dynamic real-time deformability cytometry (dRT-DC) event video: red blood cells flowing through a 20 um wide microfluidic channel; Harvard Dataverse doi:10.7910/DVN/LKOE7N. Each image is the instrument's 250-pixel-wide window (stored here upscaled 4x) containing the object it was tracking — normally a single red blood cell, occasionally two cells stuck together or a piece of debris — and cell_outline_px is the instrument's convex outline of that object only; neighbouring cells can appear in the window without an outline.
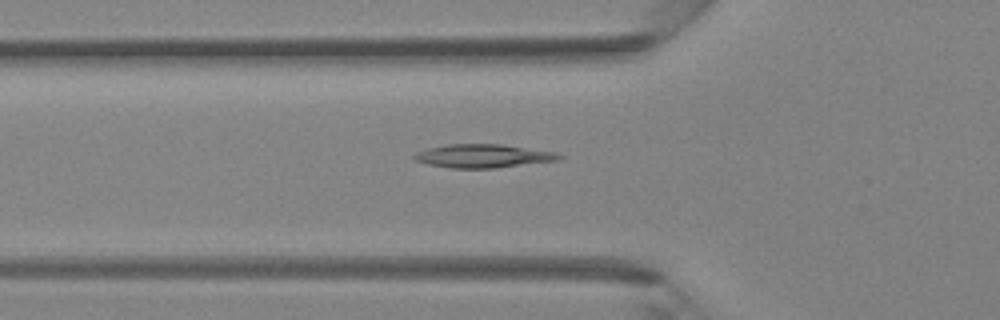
{"species": "Egyptian fruit bat (a non-hibernating species)", "species_latin": "Rousettus aegyptiacus", "temperature_condition": "room temperature", "stored_images_in_passage": 29, "camera_frame_rate_fps": 3000, "um_per_image_px": 0.085, "animal": {"sex": "female"}, "frame": {"image": 1, "passage_image": 2, "time_ms": 0.333, "image_size_px": [1000, 320], "cell_outline_px": [[564, 156], [556, 160], [496, 168], [452, 168], [428, 164], [416, 160], [412, 156], [416, 152], [428, 148], [448, 144], [500, 144], [556, 152]], "centroid_in_image_um": [41.04, 13.25], "position_along_channel_um": 84.8, "area_um2": 19.59}}
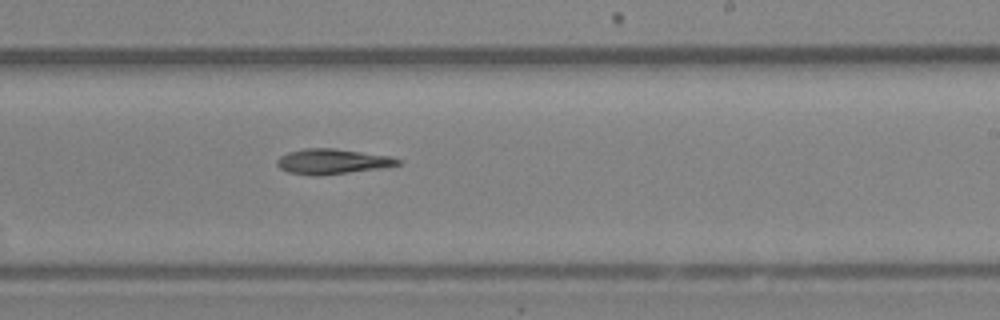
{"frame": {"image": 2, "passage_image": 13, "time_ms": 4.0, "image_size_px": [1000, 320], "cell_outline_px": [[404, 160], [400, 164], [388, 168], [320, 176], [312, 176], [288, 172], [280, 168], [276, 164], [276, 160], [280, 156], [288, 152], [304, 148], [336, 148], [392, 156]], "centroid_in_image_um": [28.32, 13.73], "position_along_channel_um": 260.7, "area_um2": 18.32}}
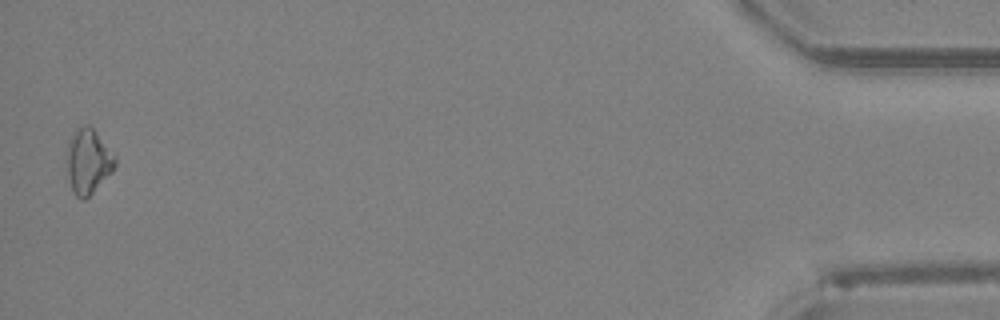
{"frame": {"image": 3, "passage_image": 29, "time_ms": 9.333, "image_size_px": [1000, 320], "cell_outline_px": [[116, 164], [112, 172], [84, 200], [80, 200], [72, 192], [68, 176], [68, 144], [76, 128], [84, 124], [88, 124], [96, 132], [116, 156]], "centroid_in_image_um": [7.5, 13.71], "position_along_channel_um": 427.7, "area_um2": 17.98}}